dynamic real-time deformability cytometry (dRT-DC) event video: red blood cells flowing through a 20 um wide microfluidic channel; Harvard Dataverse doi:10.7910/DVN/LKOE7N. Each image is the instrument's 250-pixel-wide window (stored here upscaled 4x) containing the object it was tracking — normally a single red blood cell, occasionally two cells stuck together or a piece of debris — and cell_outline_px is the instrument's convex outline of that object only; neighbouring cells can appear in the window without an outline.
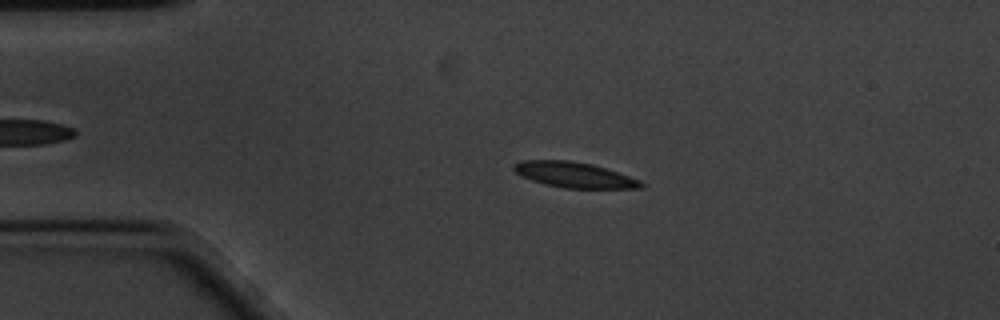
{"species": "common noctule bat (a hibernating species)", "species_latin": "Nyctalus noctula", "temperature_condition": "cold", "stored_images_in_passage": 52, "camera_frame_rate_fps": 3000, "um_per_image_px": 0.085, "animal": {"sex": "male", "body_mass_g": 20.1, "forearm_length_mm": 53.5}, "frame": {"image": 1, "passage_image": 12, "time_ms": 3.667, "image_size_px": [1000, 320], "cell_outline_px": [[644, 188], [564, 188], [544, 184], [520, 176], [512, 168], [512, 164], [524, 160], [568, 160], [592, 164], [640, 180], [644, 184]], "centroid_in_image_um": [48.77, 14.86], "position_along_channel_um": 36.2, "area_um2": 18.79}}
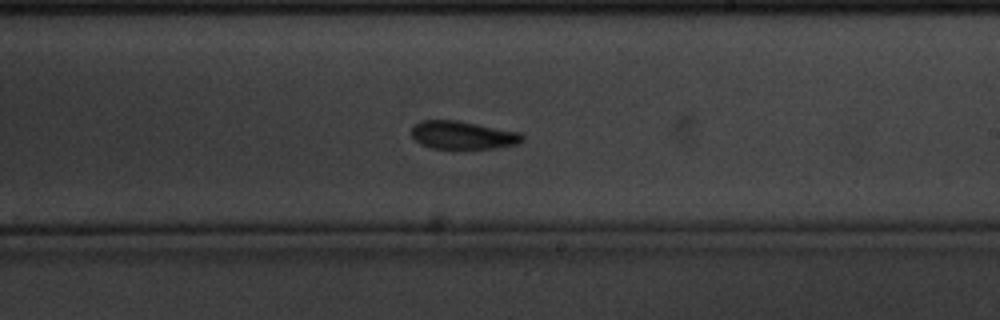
{"frame": {"image": 2, "passage_image": 34, "time_ms": 11.0, "image_size_px": [1000, 320], "cell_outline_px": [[524, 140], [516, 144], [496, 148], [452, 152], [432, 148], [420, 144], [412, 136], [412, 128], [420, 120], [456, 120], [520, 132], [524, 136]], "centroid_in_image_um": [39.33, 11.54], "position_along_channel_um": 249.7, "area_um2": 18.9}}
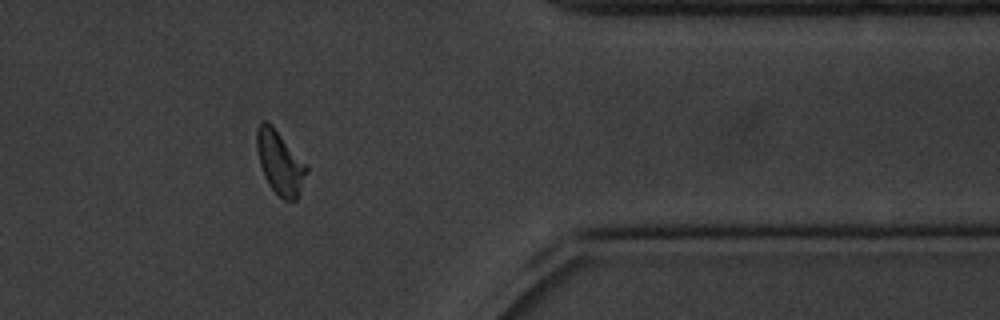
{"frame": {"image": 3, "passage_image": 48, "time_ms": 15.667, "image_size_px": [1000, 320], "cell_outline_px": [[308, 172], [296, 200], [284, 200], [268, 184], [264, 176], [260, 164], [256, 148], [256, 132], [260, 120], [264, 120], [272, 124], [308, 164]], "centroid_in_image_um": [23.8, 13.77], "position_along_channel_um": 387.6, "area_um2": 18.67}, "authors_computed_cell_mechanics": {"area_um2": 18.8717, "velocity_mm_per_s": 3.356, "shape_relaxation_time_tau1_ms": 2.7716, "shape_relaxation_time_tau2_ms": 7.3457, "deformation_change_tau1": 0.1117, "deformation_change_tau2": 0.1089}}